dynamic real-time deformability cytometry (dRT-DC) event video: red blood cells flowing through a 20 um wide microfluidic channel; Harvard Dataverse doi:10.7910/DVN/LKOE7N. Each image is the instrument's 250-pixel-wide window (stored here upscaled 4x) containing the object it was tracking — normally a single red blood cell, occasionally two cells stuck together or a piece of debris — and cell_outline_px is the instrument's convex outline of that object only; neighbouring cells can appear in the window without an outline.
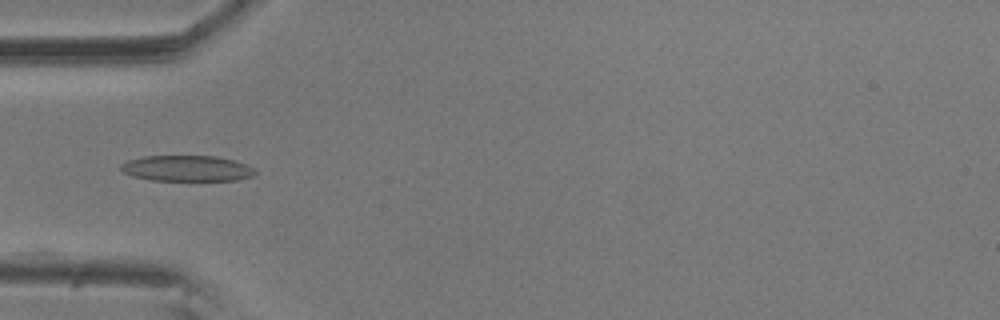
{"species": "common noctule bat (a hibernating species)", "species_latin": "Nyctalus noctula", "temperature_condition": "room temperature", "stored_images_in_passage": 40, "camera_frame_rate_fps": 3000, "um_per_image_px": 0.085, "animal": {"sex": "male", "body_mass_g": 20.5, "forearm_length_mm": 52.5}, "frame": {"image": 1, "passage_image": 1, "time_ms": 0.0, "image_size_px": [1000, 320], "cell_outline_px": [[256, 172], [252, 176], [236, 180], [152, 180], [132, 176], [124, 172], [120, 168], [120, 164], [128, 160], [144, 156], [216, 156], [248, 164], [256, 168]], "centroid_in_image_um": [15.9, 14.31], "position_along_channel_um": 69.1, "area_um2": 20.17}}
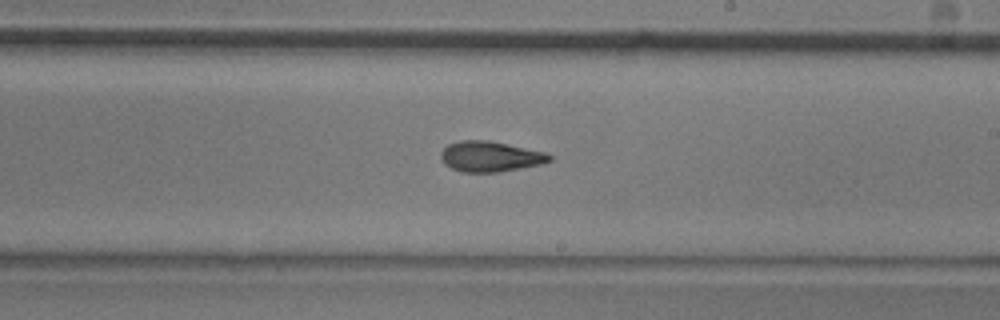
{"frame": {"image": 2, "passage_image": 16, "time_ms": 5.0, "image_size_px": [1000, 320], "cell_outline_px": [[552, 160], [544, 164], [496, 172], [460, 172], [444, 164], [440, 156], [440, 152], [448, 144], [460, 140], [488, 140], [508, 144], [544, 152], [552, 156]], "centroid_in_image_um": [41.66, 13.3], "position_along_channel_um": 247.3, "area_um2": 19.31}}
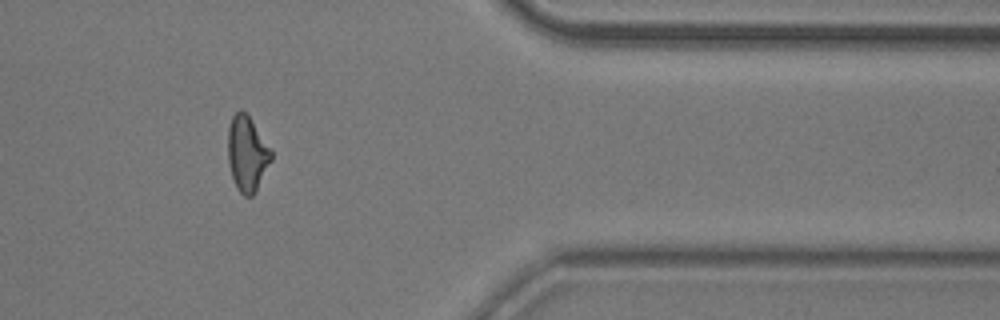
{"frame": {"image": 3, "passage_image": 30, "time_ms": 9.667, "image_size_px": [1000, 320], "cell_outline_px": [[272, 160], [256, 192], [252, 196], [244, 196], [236, 188], [228, 164], [228, 128], [232, 116], [240, 108], [248, 116], [272, 152]], "centroid_in_image_um": [20.99, 13.1], "position_along_channel_um": 390.4, "area_um2": 18.84}, "authors_computed_cell_mechanics": {"area_um2": 19.1607, "velocity_mm_per_s": 3.5433, "shape_relaxation_time_tau1_ms": 8.7399, "shape_relaxation_time_tau2_ms": 3.2818, "deformation_change_tau1": 0.2026, "deformation_change_tau2": 0.1109}}